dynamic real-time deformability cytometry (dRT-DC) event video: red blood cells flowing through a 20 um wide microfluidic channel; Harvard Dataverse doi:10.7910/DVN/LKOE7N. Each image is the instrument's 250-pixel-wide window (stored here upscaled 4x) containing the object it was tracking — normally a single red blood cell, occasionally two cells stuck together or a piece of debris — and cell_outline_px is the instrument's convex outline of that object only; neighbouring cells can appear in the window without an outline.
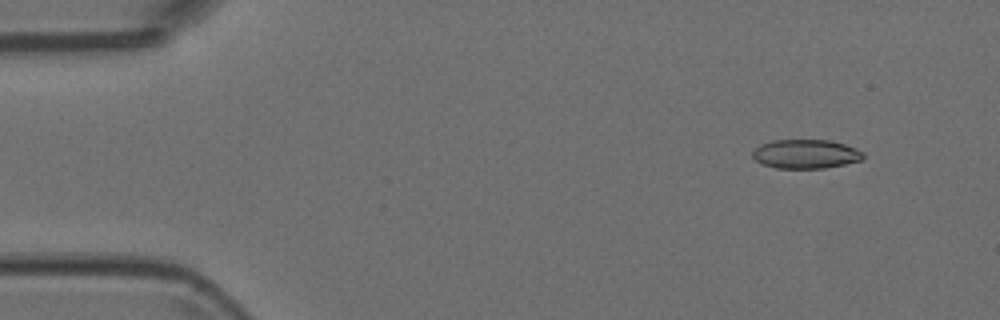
{"species": "Egyptian fruit bat (a non-hibernating species)", "species_latin": "Rousettus aegyptiacus", "temperature_condition": "room temperature", "stored_images_in_passage": 5, "camera_frame_rate_fps": 3000, "um_per_image_px": 0.085, "animal": {"sex": "female"}, "frame": {"image": 1, "passage_image": 1, "time_ms": 0.0, "image_size_px": [1000, 320], "cell_outline_px": [[864, 160], [824, 168], [776, 168], [760, 164], [752, 156], [752, 152], [760, 144], [772, 140], [828, 140], [844, 144], [856, 148], [864, 152]], "centroid_in_image_um": [68.49, 13.09], "position_along_channel_um": 16.5, "area_um2": 18.84}}
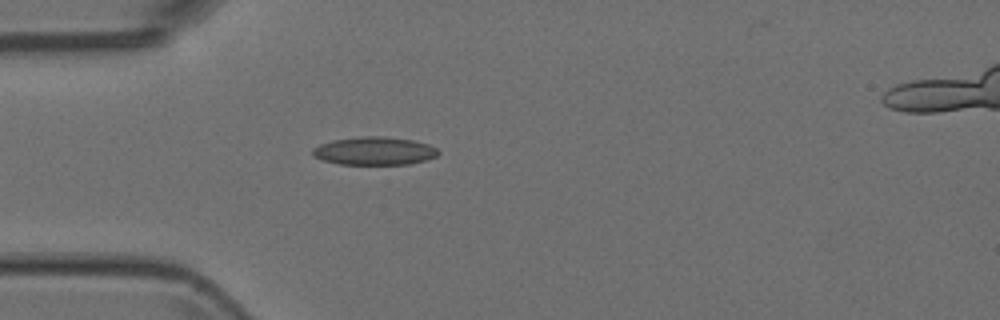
{"frame": {"image": 2, "passage_image": 4, "time_ms": 1.0, "image_size_px": [1000, 320], "cell_outline_px": [[440, 152], [436, 156], [424, 160], [408, 164], [340, 164], [320, 160], [312, 156], [312, 148], [320, 144], [332, 140], [360, 136], [384, 136], [412, 140], [428, 144], [436, 148]], "centroid_in_image_um": [31.77, 12.82], "position_along_channel_um": 53.2, "area_um2": 20.63}}